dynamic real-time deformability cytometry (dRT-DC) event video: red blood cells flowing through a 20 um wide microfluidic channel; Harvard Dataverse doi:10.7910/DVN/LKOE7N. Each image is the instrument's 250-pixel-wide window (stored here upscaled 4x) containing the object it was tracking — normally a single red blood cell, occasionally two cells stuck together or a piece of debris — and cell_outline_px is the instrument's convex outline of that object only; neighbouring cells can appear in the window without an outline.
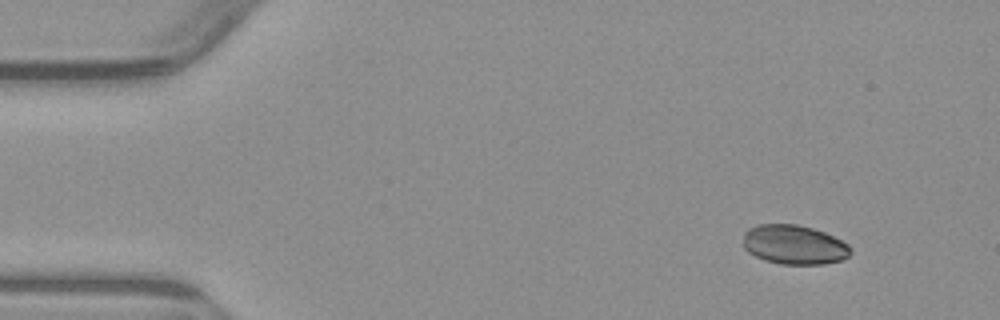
{"species": "common noctule bat (a hibernating species)", "species_latin": "Nyctalus noctula", "temperature_condition": "warm", "stored_images_in_passage": 5, "camera_frame_rate_fps": 3000, "um_per_image_px": 0.085, "animal": {"sex": "male", "body_mass_g": 23.1, "forearm_length_mm": 52.7}, "frame": {"image": 1, "passage_image": 1, "time_ms": 0.0, "image_size_px": [1000, 320], "cell_outline_px": [[852, 252], [844, 260], [824, 264], [780, 264], [764, 260], [748, 252], [744, 248], [744, 232], [748, 228], [756, 224], [796, 224], [812, 228], [824, 232], [848, 244], [852, 248]], "centroid_in_image_um": [67.51, 20.8], "position_along_channel_um": 17.5, "area_um2": 24.8}}
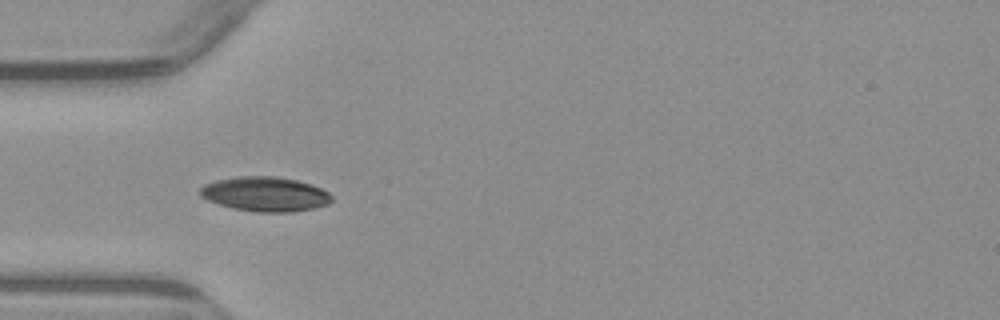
{"frame": {"image": 2, "passage_image": 4, "time_ms": 3.667, "image_size_px": [1000, 320], "cell_outline_px": [[332, 200], [328, 204], [312, 208], [292, 212], [260, 212], [232, 208], [208, 200], [200, 196], [200, 188], [204, 184], [216, 180], [236, 176], [276, 176], [296, 180], [312, 184], [328, 192], [332, 196]], "centroid_in_image_um": [22.53, 16.49], "position_along_channel_um": 62.5, "area_um2": 26.47}}
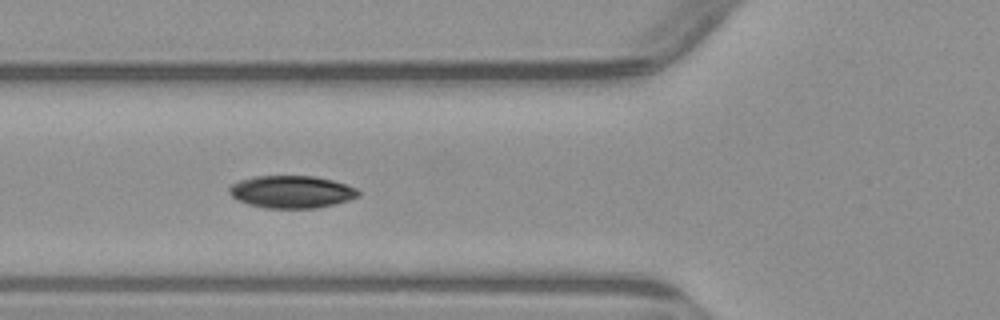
{"frame": {"image": 3, "passage_image": 5, "time_ms": 4.667, "image_size_px": [1000, 320], "cell_outline_px": [[360, 196], [348, 200], [316, 208], [264, 208], [248, 204], [236, 200], [228, 192], [228, 188], [232, 184], [240, 180], [252, 176], [316, 176], [348, 184], [356, 188], [360, 192]], "centroid_in_image_um": [24.77, 16.3], "position_along_channel_um": 101.0, "area_um2": 24.57}}